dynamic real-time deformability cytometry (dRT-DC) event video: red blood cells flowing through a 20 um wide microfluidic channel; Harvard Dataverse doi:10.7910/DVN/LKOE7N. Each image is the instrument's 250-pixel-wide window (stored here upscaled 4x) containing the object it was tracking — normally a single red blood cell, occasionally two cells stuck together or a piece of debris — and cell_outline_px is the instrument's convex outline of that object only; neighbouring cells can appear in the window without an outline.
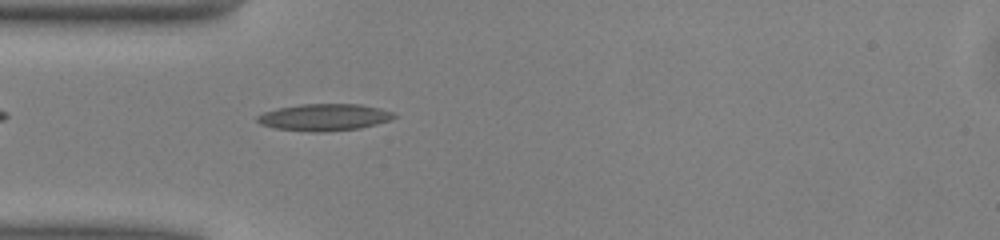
{"species": "common noctule bat (a hibernating species)", "species_latin": "Nyctalus noctula", "temperature_condition": "warm", "stored_images_in_passage": 36, "camera_frame_rate_fps": 3000, "um_per_image_px": 0.085, "animal": {"sex": "male", "body_mass_g": 13.0, "forearm_length_mm": 53.1}, "frame": {"image": 1, "passage_image": 1, "time_ms": 0.0, "image_size_px": [1000, 240], "cell_outline_px": [[396, 116], [388, 120], [376, 124], [360, 128], [320, 132], [308, 132], [276, 128], [260, 124], [256, 120], [256, 116], [264, 112], [276, 108], [300, 104], [360, 104], [380, 108], [392, 112]], "centroid_in_image_um": [27.52, 9.96], "position_along_channel_um": 57.5, "area_um2": 21.39}}
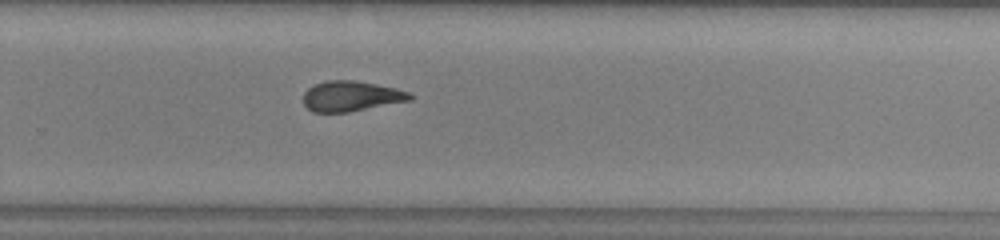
{"frame": {"image": 2, "passage_image": 19, "time_ms": 6.0, "image_size_px": [1000, 240], "cell_outline_px": [[412, 100], [348, 112], [312, 112], [304, 104], [304, 92], [308, 88], [324, 80], [352, 80], [376, 84], [396, 88], [412, 92]], "centroid_in_image_um": [29.86, 8.17], "position_along_channel_um": 299.9, "area_um2": 18.84}}
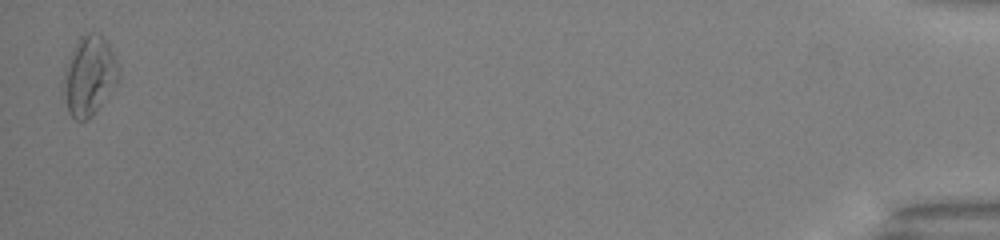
{"frame": {"image": 3, "passage_image": 36, "time_ms": 11.667, "image_size_px": [1000, 240], "cell_outline_px": [[120, 80], [92, 116], [88, 120], [76, 120], [68, 112], [64, 76], [64, 72], [68, 56], [76, 40], [84, 32], [100, 32], [108, 40], [116, 60], [120, 72]], "centroid_in_image_um": [7.63, 6.36], "position_along_channel_um": 427.6, "area_um2": 25.78}, "authors_computed_cell_mechanics": {"area_um2": 19.5364, "velocity_mm_per_s": 4.0805, "shape_relaxation_time_tau1_ms": 8.8685, "shape_relaxation_time_tau2_ms": 3.0309, "deformation_change_tau1": 0.2353, "deformation_change_tau2": 0.124}}